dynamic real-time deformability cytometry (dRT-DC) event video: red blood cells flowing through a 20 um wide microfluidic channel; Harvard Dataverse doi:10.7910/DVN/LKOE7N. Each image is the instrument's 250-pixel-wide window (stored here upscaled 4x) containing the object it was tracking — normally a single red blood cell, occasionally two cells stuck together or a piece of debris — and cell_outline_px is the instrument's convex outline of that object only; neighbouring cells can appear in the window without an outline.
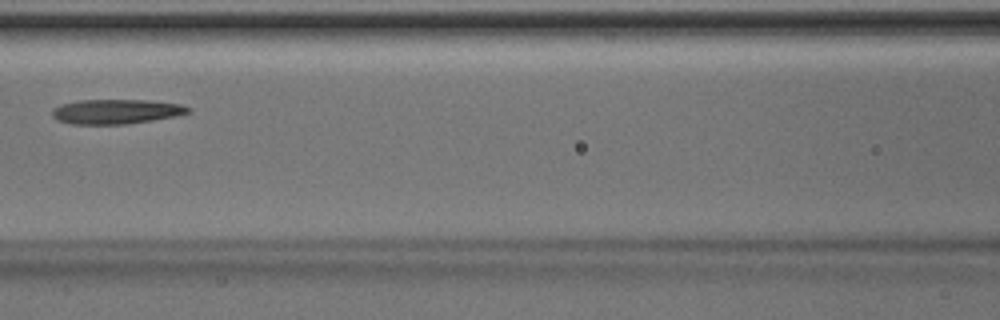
{"species": "Egyptian fruit bat (a non-hibernating species)", "species_latin": "Rousettus aegyptiacus", "temperature_condition": "room temperature", "stored_images_in_passage": 3, "camera_frame_rate_fps": 3000, "um_per_image_px": 0.085, "animal": {"sex": "male"}, "frame": {"image": 1, "passage_image": 3, "time_ms": 0.667, "image_size_px": [1000, 320], "cell_outline_px": [[192, 112], [176, 116], [152, 120], [124, 124], [72, 124], [56, 120], [52, 116], [52, 108], [60, 104], [80, 100], [148, 100], [180, 104], [192, 108]], "centroid_in_image_um": [9.87, 9.48], "position_along_channel_um": 156.7, "area_um2": 19.65}}